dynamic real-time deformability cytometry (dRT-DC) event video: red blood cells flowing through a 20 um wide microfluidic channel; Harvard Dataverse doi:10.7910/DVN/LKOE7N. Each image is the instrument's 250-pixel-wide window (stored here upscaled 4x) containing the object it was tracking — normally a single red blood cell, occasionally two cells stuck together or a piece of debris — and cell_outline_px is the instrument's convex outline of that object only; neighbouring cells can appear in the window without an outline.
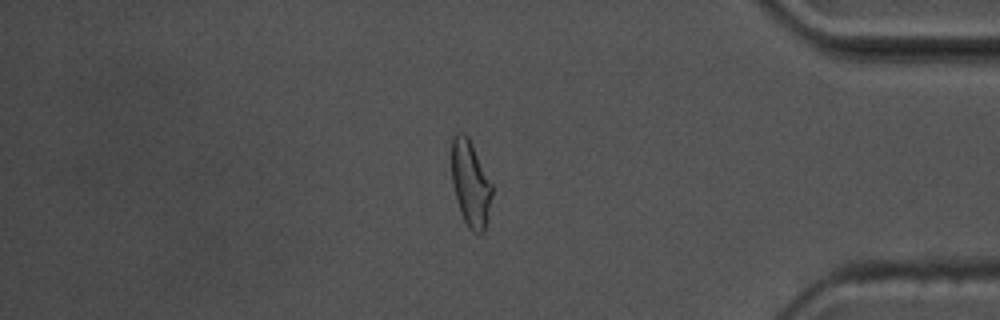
{"species": "common noctule bat (a hibernating species)", "species_latin": "Nyctalus noctula", "temperature_condition": "warm", "stored_images_in_passage": 54, "camera_frame_rate_fps": 3000, "um_per_image_px": 0.085, "animal": {"sex": "male", "body_mass_g": 17.5, "forearm_length_mm": 52.3}, "frame": {"image": 1, "passage_image": 46, "time_ms": 15.0, "image_size_px": [1000, 320], "cell_outline_px": [[492, 196], [484, 232], [472, 232], [468, 228], [464, 220], [452, 184], [452, 136], [456, 132], [464, 132], [468, 136], [492, 184]], "centroid_in_image_um": [39.99, 15.57], "position_along_channel_um": 395.2, "area_um2": 20.0}}